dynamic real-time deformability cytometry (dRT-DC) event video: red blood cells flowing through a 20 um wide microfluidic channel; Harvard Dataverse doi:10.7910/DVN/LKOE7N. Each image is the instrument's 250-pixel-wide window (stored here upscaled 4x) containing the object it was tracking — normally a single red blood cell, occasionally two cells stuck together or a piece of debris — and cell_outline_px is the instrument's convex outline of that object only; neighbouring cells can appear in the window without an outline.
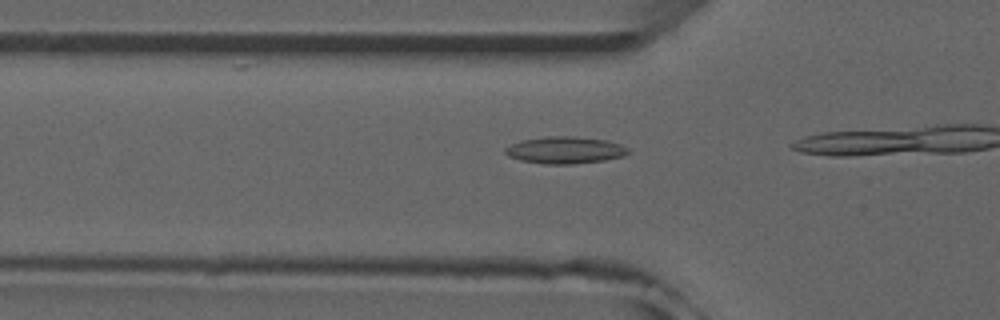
{"species": "common noctule bat (a hibernating species)", "species_latin": "Nyctalus noctula", "temperature_condition": "room temperature", "stored_images_in_passage": 15, "camera_frame_rate_fps": 3000, "um_per_image_px": 0.085, "animal": {"sex": "male", "forearm_length_mm": 52.5}, "frame": {"image": 1, "passage_image": 13, "time_ms": 4.0, "image_size_px": [1000, 320], "cell_outline_px": [[628, 152], [624, 156], [604, 160], [572, 164], [544, 164], [520, 160], [508, 156], [504, 152], [504, 148], [520, 140], [548, 136], [576, 136], [608, 140], [620, 144], [628, 148]], "centroid_in_image_um": [48.01, 12.75], "position_along_channel_um": 77.8, "area_um2": 19.42}}